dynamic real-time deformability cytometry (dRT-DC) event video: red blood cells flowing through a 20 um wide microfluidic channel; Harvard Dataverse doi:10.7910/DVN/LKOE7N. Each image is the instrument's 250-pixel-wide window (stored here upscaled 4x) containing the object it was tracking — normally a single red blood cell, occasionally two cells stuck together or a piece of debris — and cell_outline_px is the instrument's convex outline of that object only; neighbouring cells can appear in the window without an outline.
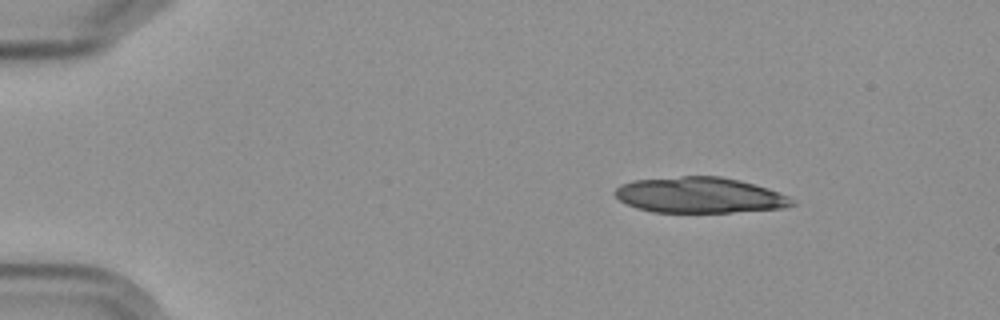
{"species": "Egyptian fruit bat (a non-hibernating species)", "species_latin": "Rousettus aegyptiacus", "temperature_condition": "cold", "stored_images_in_passage": 4, "camera_frame_rate_fps": 3000, "um_per_image_px": 0.085, "frame": {"image": 1, "passage_image": 1, "time_ms": 0.0, "image_size_px": [1000, 320], "cell_outline_px": [[796, 204], [784, 208], [732, 212], [652, 212], [636, 208], [620, 200], [612, 192], [620, 184], [632, 180], [680, 176], [720, 176], [740, 180], [768, 188], [788, 196], [796, 200]], "centroid_in_image_um": [59.47, 16.58], "position_along_channel_um": 25.5, "area_um2": 37.11}}